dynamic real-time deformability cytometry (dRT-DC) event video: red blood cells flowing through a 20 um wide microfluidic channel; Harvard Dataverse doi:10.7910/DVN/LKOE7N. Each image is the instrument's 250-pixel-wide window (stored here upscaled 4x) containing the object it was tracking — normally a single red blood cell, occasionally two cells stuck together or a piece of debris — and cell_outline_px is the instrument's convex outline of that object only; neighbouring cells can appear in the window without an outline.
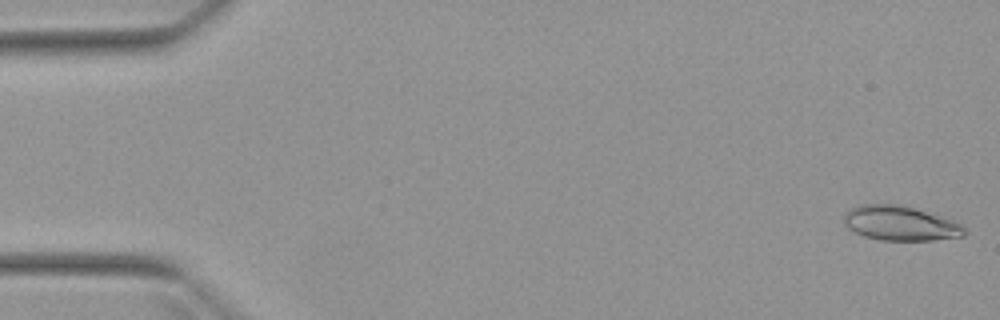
{"species": "Egyptian fruit bat (a non-hibernating species)", "species_latin": "Rousettus aegyptiacus", "temperature_condition": "warm", "stored_images_in_passage": 5, "camera_frame_rate_fps": 3000, "um_per_image_px": 0.085, "animal": {"sex": "female"}, "frame": {"image": 1, "passage_image": 1, "time_ms": 0.0, "image_size_px": [1000, 320], "cell_outline_px": [[968, 232], [964, 236], [932, 240], [880, 240], [864, 236], [848, 228], [844, 224], [844, 216], [848, 208], [860, 204], [900, 204], [940, 216], [952, 220], [960, 224]], "centroid_in_image_um": [76.5, 18.97], "position_along_channel_um": 8.5, "area_um2": 24.28}}
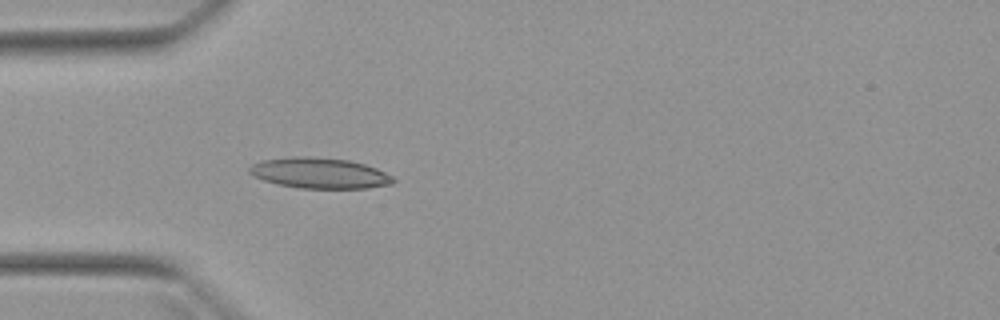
{"frame": {"image": 2, "passage_image": 5, "time_ms": 4.667, "image_size_px": [1000, 320], "cell_outline_px": [[396, 180], [392, 184], [368, 188], [300, 188], [276, 184], [252, 176], [248, 172], [248, 168], [252, 164], [260, 160], [296, 156], [308, 156], [348, 160], [364, 164], [376, 168], [392, 176]], "centroid_in_image_um": [27.13, 14.71], "position_along_channel_um": 57.9, "area_um2": 25.78}}